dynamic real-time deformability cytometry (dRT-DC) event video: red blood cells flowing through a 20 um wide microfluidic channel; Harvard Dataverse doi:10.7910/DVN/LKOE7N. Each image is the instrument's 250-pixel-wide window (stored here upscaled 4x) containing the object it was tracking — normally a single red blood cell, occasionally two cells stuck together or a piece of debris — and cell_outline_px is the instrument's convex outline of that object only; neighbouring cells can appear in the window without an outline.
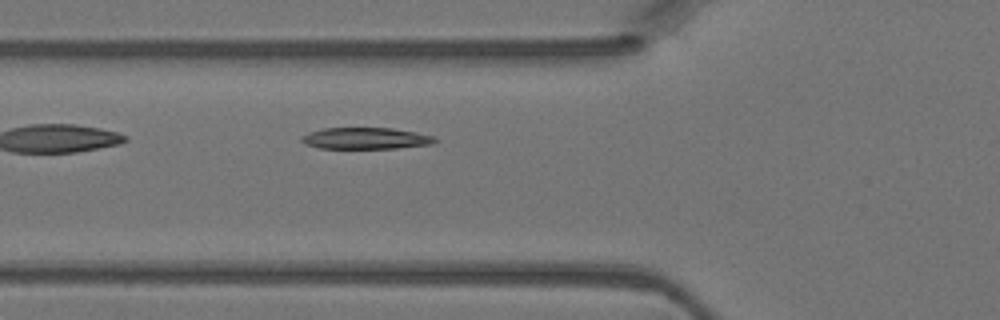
{"species": "Egyptian fruit bat (a non-hibernating species)", "species_latin": "Rousettus aegyptiacus", "temperature_condition": "warm", "stored_images_in_passage": 2, "camera_frame_rate_fps": 3000, "um_per_image_px": 0.085, "animal": {"sex": "female"}, "frame": {"image": 1, "passage_image": 2, "time_ms": 0.333, "image_size_px": [1000, 320], "cell_outline_px": [[436, 140], [432, 144], [396, 148], [320, 148], [304, 144], [300, 140], [300, 136], [308, 132], [324, 128], [392, 128], [416, 132], [432, 136]], "centroid_in_image_um": [31.02, 11.75], "position_along_channel_um": 94.8, "area_um2": 16.65}}